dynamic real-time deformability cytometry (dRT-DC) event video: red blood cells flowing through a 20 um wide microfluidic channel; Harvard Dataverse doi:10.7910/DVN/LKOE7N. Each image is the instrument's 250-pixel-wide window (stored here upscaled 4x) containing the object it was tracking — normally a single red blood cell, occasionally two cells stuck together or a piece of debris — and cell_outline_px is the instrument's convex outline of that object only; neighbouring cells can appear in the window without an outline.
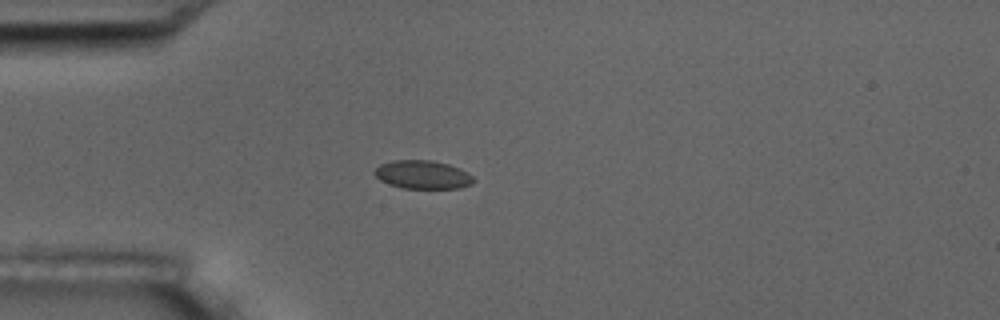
{"species": "common noctule bat (a hibernating species)", "species_latin": "Nyctalus noctula", "temperature_condition": "room temperature", "stored_images_in_passage": 11, "camera_frame_rate_fps": 3000, "um_per_image_px": 0.085, "animal": {"sex": "male", "body_mass_g": 17.5, "forearm_length_mm": 52.3}, "frame": {"image": 1, "passage_image": 4, "time_ms": 4.333, "image_size_px": [1000, 320], "cell_outline_px": [[476, 180], [472, 184], [460, 188], [400, 188], [388, 184], [380, 180], [372, 172], [380, 164], [392, 160], [432, 160], [448, 164], [460, 168], [468, 172]], "centroid_in_image_um": [35.93, 14.84], "position_along_channel_um": 49.1, "area_um2": 16.59}}
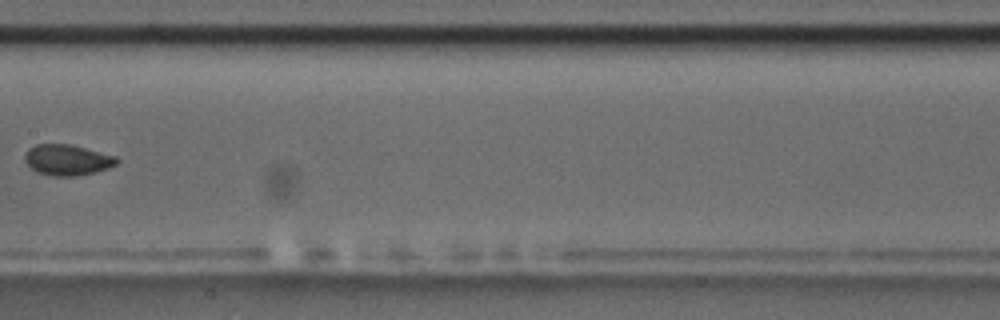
{"frame": {"image": 2, "passage_image": 8, "time_ms": 9.0, "image_size_px": [1000, 320], "cell_outline_px": [[120, 160], [116, 164], [108, 168], [76, 176], [52, 176], [36, 172], [24, 160], [24, 156], [28, 148], [36, 144], [72, 144], [116, 156]], "centroid_in_image_um": [5.71, 13.58], "position_along_channel_um": 201.7, "area_um2": 16.53}}
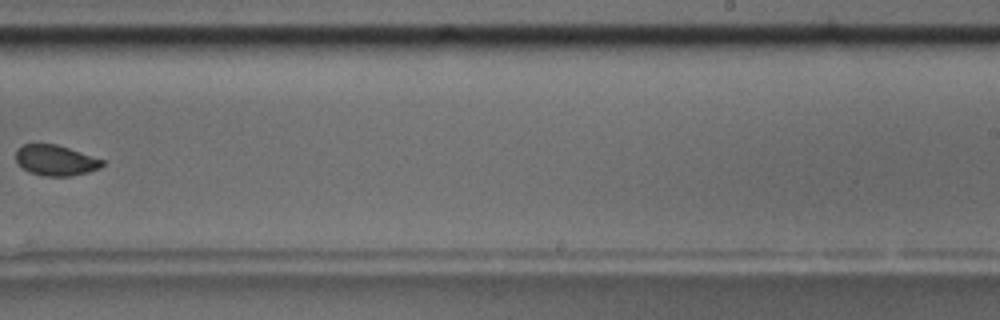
{"frame": {"image": 3, "passage_image": 10, "time_ms": 11.333, "image_size_px": [1000, 320], "cell_outline_px": [[104, 164], [100, 168], [88, 172], [68, 176], [44, 176], [28, 172], [16, 164], [16, 148], [24, 144], [56, 144], [104, 160]], "centroid_in_image_um": [4.68, 13.63], "position_along_channel_um": 284.3, "area_um2": 15.43}}